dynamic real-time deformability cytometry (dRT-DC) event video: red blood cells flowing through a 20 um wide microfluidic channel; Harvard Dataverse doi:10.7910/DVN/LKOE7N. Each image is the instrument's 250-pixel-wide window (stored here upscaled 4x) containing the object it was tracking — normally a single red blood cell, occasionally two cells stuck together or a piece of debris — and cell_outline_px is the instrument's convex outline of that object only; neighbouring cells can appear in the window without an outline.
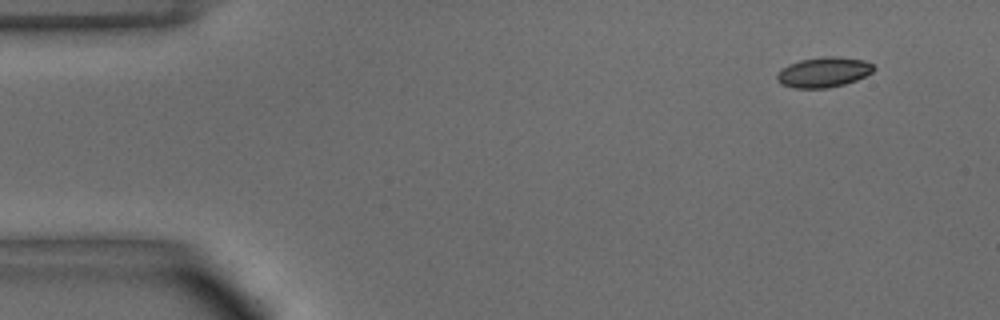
{"species": "common noctule bat (a hibernating species)", "species_latin": "Nyctalus noctula", "temperature_condition": "warm", "stored_images_in_passage": 47, "camera_frame_rate_fps": 3000, "um_per_image_px": 0.085, "animal": {"sex": "male", "body_mass_g": 15.6}, "frame": {"image": 1, "passage_image": 1, "time_ms": 0.0, "image_size_px": [1000, 320], "cell_outline_px": [[876, 68], [872, 72], [856, 80], [844, 84], [828, 88], [792, 88], [780, 84], [776, 80], [776, 76], [788, 64], [800, 60], [824, 56], [836, 56], [864, 60], [872, 64]], "centroid_in_image_um": [70.0, 6.14], "position_along_channel_um": 15.0, "area_um2": 16.99}}
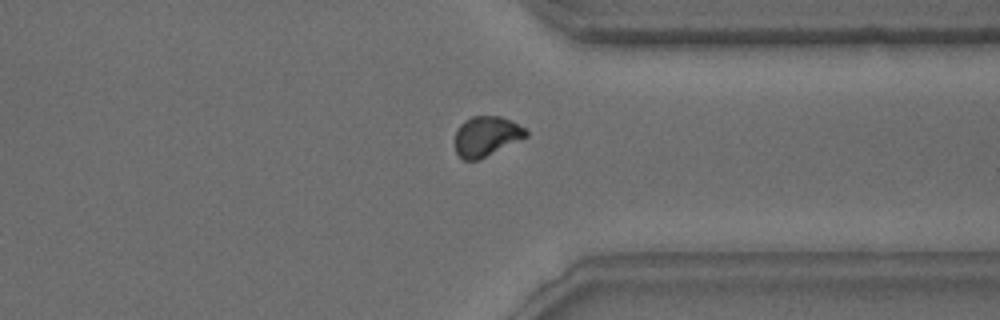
{"frame": {"image": 2, "passage_image": 35, "time_ms": 11.333, "image_size_px": [1000, 320], "cell_outline_px": [[528, 136], [480, 160], [464, 160], [456, 152], [456, 128], [464, 120], [472, 116], [500, 116], [524, 128], [528, 132]], "centroid_in_image_um": [41.32, 11.59], "position_along_channel_um": 370.1, "area_um2": 16.47}}
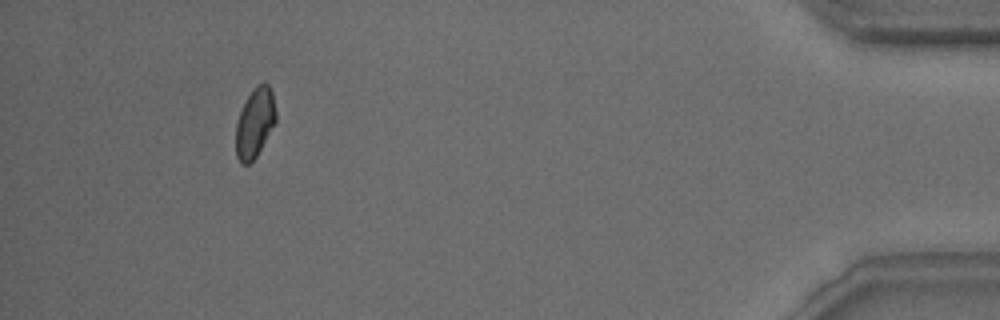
{"frame": {"image": 3, "passage_image": 43, "time_ms": 14.0, "image_size_px": [1000, 320], "cell_outline_px": [[276, 120], [256, 156], [248, 164], [240, 164], [236, 156], [236, 124], [240, 112], [252, 88], [256, 84], [268, 84], [272, 92], [276, 112]], "centroid_in_image_um": [21.65, 10.44], "position_along_channel_um": 413.6, "area_um2": 15.95}, "authors_computed_cell_mechanics": {"area_um2": 16.9932, "velocity_mm_per_s": 4.0223, "shape_relaxation_time_tau1_ms": 5.4352, "shape_relaxation_time_tau2_ms": 2.1677, "deformation_change_tau1": 0.0938, "deformation_change_tau2": 0.0594}}